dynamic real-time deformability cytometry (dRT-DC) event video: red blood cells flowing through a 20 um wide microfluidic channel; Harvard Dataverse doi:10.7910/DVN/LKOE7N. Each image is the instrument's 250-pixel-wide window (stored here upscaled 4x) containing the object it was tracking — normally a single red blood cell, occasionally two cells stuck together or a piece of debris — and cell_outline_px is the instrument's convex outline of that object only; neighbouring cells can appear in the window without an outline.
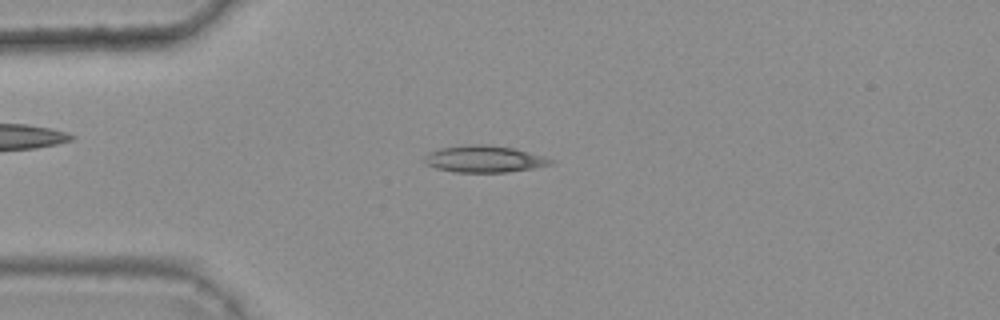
{"species": "common noctule bat (a hibernating species)", "species_latin": "Nyctalus noctula", "temperature_condition": "warm", "stored_images_in_passage": 46, "camera_frame_rate_fps": 3000, "um_per_image_px": 0.085, "animal": {"sex": "female", "body_mass_g": 25.1}, "frame": {"image": 1, "passage_image": 14, "time_ms": 4.333, "image_size_px": [1000, 320], "cell_outline_px": [[556, 160], [552, 164], [532, 168], [508, 172], [452, 172], [436, 168], [424, 164], [424, 156], [428, 152], [440, 148], [468, 144], [488, 144], [516, 148], [544, 156]], "centroid_in_image_um": [41.15, 13.5], "position_along_channel_um": 43.8, "area_um2": 20.0}}
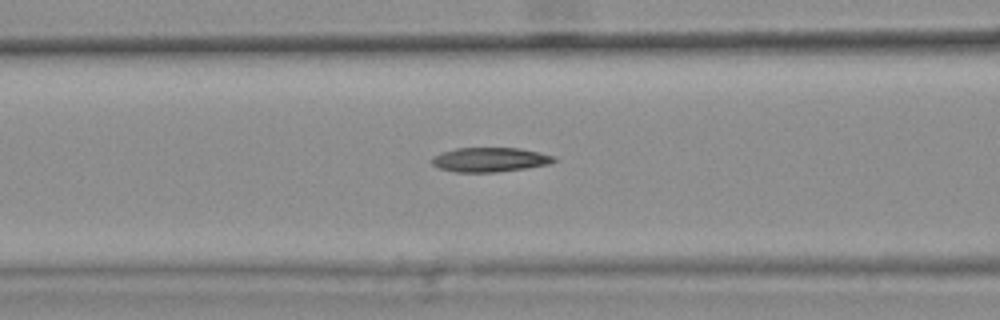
{"frame": {"image": 2, "passage_image": 22, "time_ms": 7.0, "image_size_px": [1000, 320], "cell_outline_px": [[556, 160], [548, 164], [524, 168], [496, 172], [456, 172], [440, 168], [432, 164], [432, 156], [440, 152], [456, 148], [520, 148], [540, 152], [556, 156]], "centroid_in_image_um": [41.63, 13.56], "position_along_channel_um": 125.0, "area_um2": 17.34}}
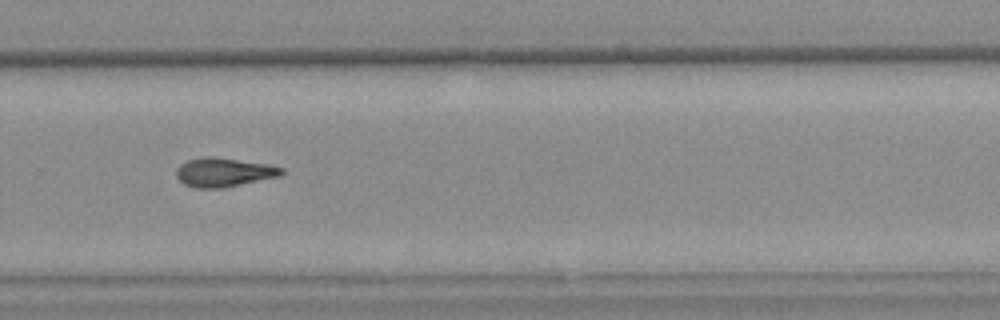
{"frame": {"image": 3, "passage_image": 37, "time_ms": 12.0, "image_size_px": [1000, 320], "cell_outline_px": [[284, 172], [280, 176], [220, 188], [196, 188], [184, 184], [176, 176], [176, 168], [180, 164], [188, 160], [208, 156], [212, 156], [268, 164], [284, 168]], "centroid_in_image_um": [19.01, 14.64], "position_along_channel_um": 310.8, "area_um2": 17.63}}